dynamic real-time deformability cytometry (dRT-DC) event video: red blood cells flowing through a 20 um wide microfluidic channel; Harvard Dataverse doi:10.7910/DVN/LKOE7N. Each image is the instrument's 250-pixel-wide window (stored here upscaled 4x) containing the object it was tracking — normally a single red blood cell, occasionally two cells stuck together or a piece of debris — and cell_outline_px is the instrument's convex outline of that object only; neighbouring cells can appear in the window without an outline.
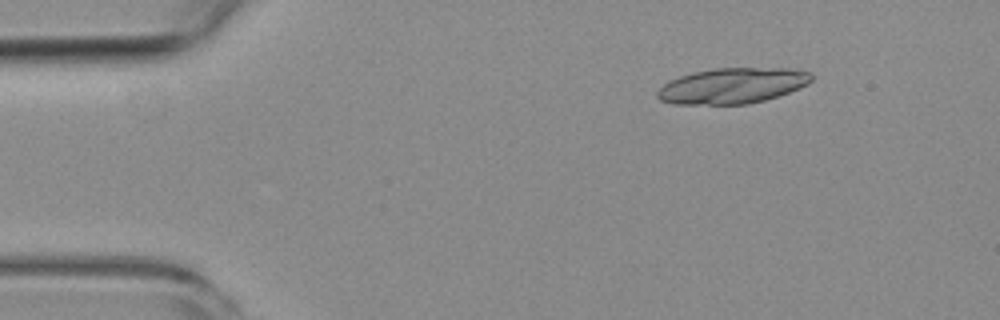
{"species": "common noctule bat (a hibernating species)", "species_latin": "Nyctalus noctula", "temperature_condition": "room temperature", "stored_images_in_passage": 5, "camera_frame_rate_fps": 3000, "um_per_image_px": 0.085, "animal": {"sex": "female", "body_mass_g": 19.3, "forearm_length_mm": 54.1}, "frame": {"image": 1, "passage_image": 1, "time_ms": 0.0, "image_size_px": [1000, 320], "cell_outline_px": [[812, 80], [808, 84], [800, 88], [764, 100], [748, 104], [672, 104], [660, 100], [656, 96], [656, 92], [668, 80], [692, 72], [712, 68], [788, 68], [812, 72]], "centroid_in_image_um": [62.23, 7.28], "position_along_channel_um": 22.8, "area_um2": 32.14}}